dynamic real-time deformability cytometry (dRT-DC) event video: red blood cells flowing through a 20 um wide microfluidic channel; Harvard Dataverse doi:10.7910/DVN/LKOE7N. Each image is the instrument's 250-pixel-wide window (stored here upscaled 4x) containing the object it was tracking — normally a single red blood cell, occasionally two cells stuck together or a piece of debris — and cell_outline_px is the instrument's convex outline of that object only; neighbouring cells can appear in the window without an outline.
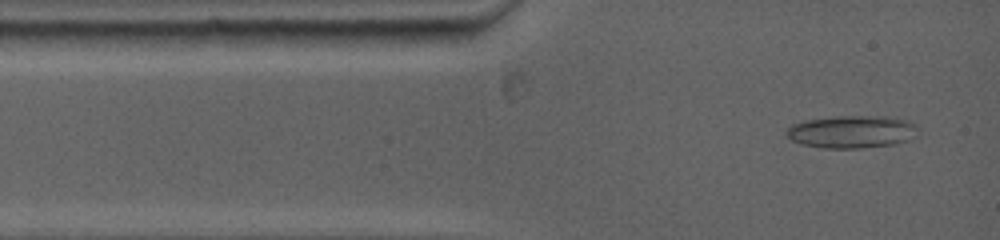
{"species": "common noctule bat (a hibernating species)", "species_latin": "Nyctalus noctula", "temperature_condition": "warm", "stored_images_in_passage": 43, "camera_frame_rate_fps": 5000, "um_per_image_px": 0.085, "animal": {"sex": "female", "body_mass_g": 19.0, "forearm_length_mm": 53.3}, "frame": {"image": 1, "passage_image": 2, "time_ms": 0.4, "image_size_px": [1000, 240], "cell_outline_px": [[920, 132], [908, 140], [892, 144], [860, 148], [828, 148], [804, 144], [792, 140], [784, 132], [792, 124], [804, 120], [832, 116], [888, 116], [908, 120], [920, 124]], "centroid_in_image_um": [72.47, 11.17], "position_along_channel_um": 12.5, "area_um2": 25.26}}
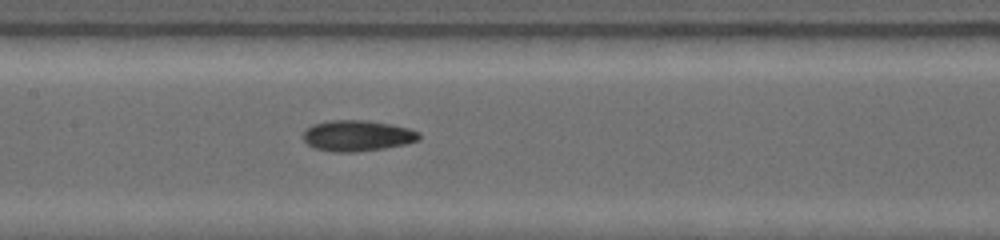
{"frame": {"image": 2, "passage_image": 21, "time_ms": 5.4, "image_size_px": [1000, 240], "cell_outline_px": [[420, 136], [416, 140], [400, 144], [380, 148], [320, 148], [308, 144], [304, 140], [304, 132], [312, 124], [328, 120], [368, 120], [392, 124], [408, 128], [420, 132]], "centroid_in_image_um": [30.4, 11.43], "position_along_channel_um": 177.0, "area_um2": 19.25}}
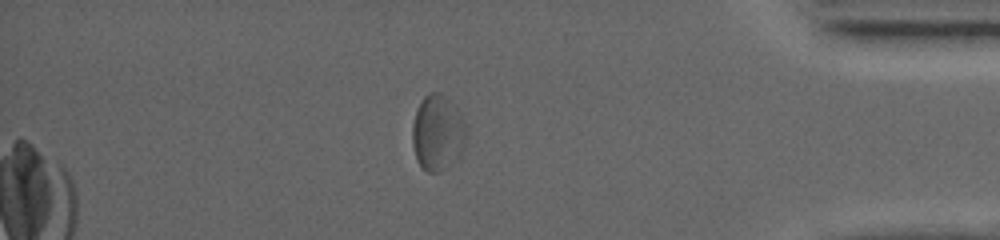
{"frame": {"image": 3, "passage_image": 37, "time_ms": 12.0, "image_size_px": [1000, 240], "cell_outline_px": [[468, 132], [460, 156], [452, 164], [440, 172], [428, 172], [416, 160], [412, 144], [412, 124], [416, 112], [424, 96], [432, 92], [440, 92], [456, 104], [468, 128]], "centroid_in_image_um": [37.23, 11.28], "position_along_channel_um": 398.0, "area_um2": 24.28}, "authors_computed_cell_mechanics": {"area_um2": 19.8254, "velocity_mm_per_s": 3.8878, "shape_relaxation_time_tau1_ms": 4.8347, "shape_relaxation_time_tau2_ms": null, "deformation_change_tau1": 0.1259, "deformation_change_tau2": null}}